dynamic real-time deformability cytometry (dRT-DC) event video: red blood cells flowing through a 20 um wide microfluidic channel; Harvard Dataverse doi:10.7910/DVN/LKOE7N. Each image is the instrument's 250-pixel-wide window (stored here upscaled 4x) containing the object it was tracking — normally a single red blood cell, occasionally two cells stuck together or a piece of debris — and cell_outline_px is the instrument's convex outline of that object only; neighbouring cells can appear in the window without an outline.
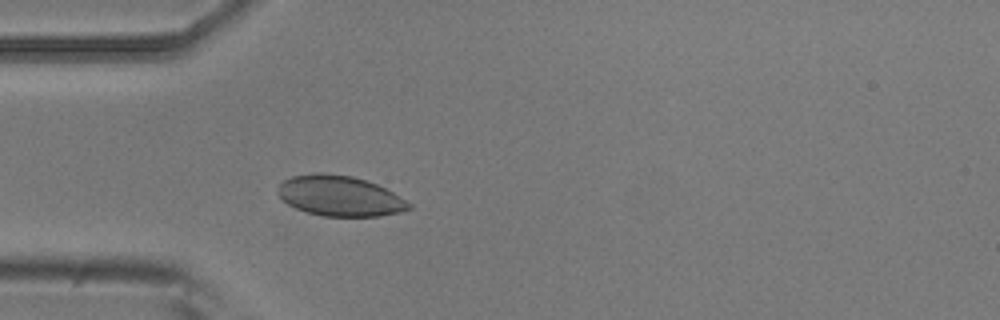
{"species": "common noctule bat (a hibernating species)", "species_latin": "Nyctalus noctula", "temperature_condition": "room temperature", "stored_images_in_passage": 2, "camera_frame_rate_fps": 3000, "um_per_image_px": 0.085, "animal": {"sex": "male", "body_mass_g": 20.5, "forearm_length_mm": 52.5}, "frame": {"image": 1, "passage_image": 2, "time_ms": 2.0, "image_size_px": [1000, 320], "cell_outline_px": [[412, 208], [400, 212], [380, 216], [320, 216], [296, 208], [288, 204], [276, 192], [280, 184], [284, 180], [292, 176], [312, 172], [324, 172], [352, 176], [376, 184], [392, 192], [412, 204]], "centroid_in_image_um": [28.87, 16.65], "position_along_channel_um": 56.1, "area_um2": 30.81}}